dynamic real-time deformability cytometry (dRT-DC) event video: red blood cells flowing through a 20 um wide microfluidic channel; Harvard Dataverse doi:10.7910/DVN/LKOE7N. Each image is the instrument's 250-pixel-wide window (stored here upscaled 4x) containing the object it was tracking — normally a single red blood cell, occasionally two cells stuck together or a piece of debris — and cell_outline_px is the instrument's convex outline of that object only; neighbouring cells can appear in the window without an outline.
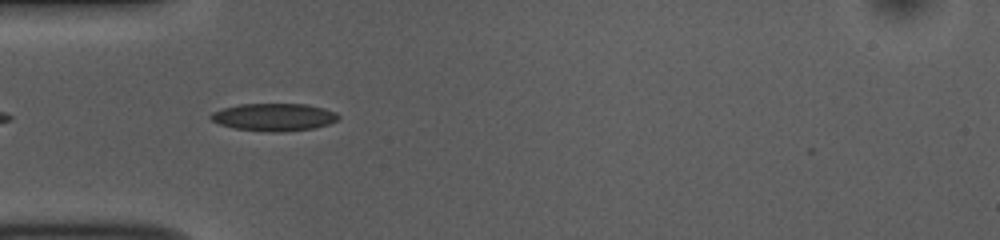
{"species": "common noctule bat (a hibernating species)", "species_latin": "Nyctalus noctula", "temperature_condition": "room temperature", "stored_images_in_passage": 27, "camera_frame_rate_fps": 3000, "um_per_image_px": 0.085, "animal": {"sex": "female", "body_mass_g": 10.0, "forearm_length_mm": 53.1}, "frame": {"image": 1, "passage_image": 4, "time_ms": 1.0, "image_size_px": [1000, 240], "cell_outline_px": [[340, 120], [328, 124], [312, 128], [280, 132], [272, 132], [236, 128], [220, 124], [212, 120], [208, 116], [212, 112], [220, 108], [240, 104], [304, 104], [324, 108], [336, 112], [340, 116]], "centroid_in_image_um": [23.29, 9.94], "position_along_channel_um": 61.7, "area_um2": 20.46}}
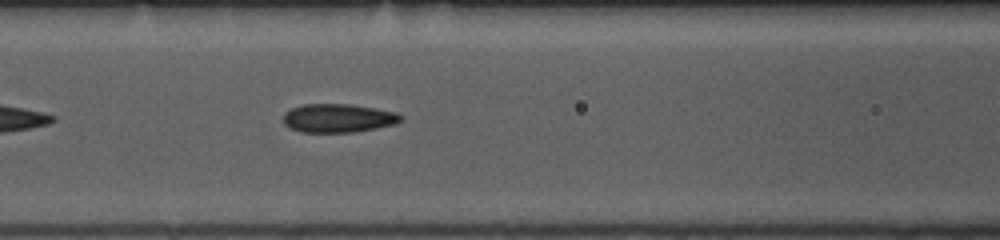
{"frame": {"image": 2, "passage_image": 10, "time_ms": 3.0, "image_size_px": [1000, 240], "cell_outline_px": [[404, 120], [396, 124], [376, 128], [352, 132], [300, 132], [284, 124], [284, 112], [292, 108], [304, 104], [352, 104], [376, 108], [396, 112], [404, 116]], "centroid_in_image_um": [28.79, 10.03], "position_along_channel_um": 137.8, "area_um2": 19.71}}
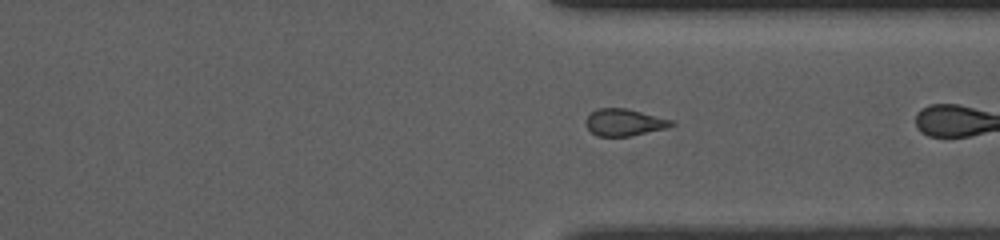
{"frame": {"image": 3, "passage_image": 25, "time_ms": 8.0, "image_size_px": [1000, 240], "cell_outline_px": [[676, 124], [668, 128], [632, 136], [596, 136], [588, 128], [584, 120], [596, 108], [628, 108], [676, 120]], "centroid_in_image_um": [53.13, 10.39], "position_along_channel_um": 358.3, "area_um2": 13.81}}